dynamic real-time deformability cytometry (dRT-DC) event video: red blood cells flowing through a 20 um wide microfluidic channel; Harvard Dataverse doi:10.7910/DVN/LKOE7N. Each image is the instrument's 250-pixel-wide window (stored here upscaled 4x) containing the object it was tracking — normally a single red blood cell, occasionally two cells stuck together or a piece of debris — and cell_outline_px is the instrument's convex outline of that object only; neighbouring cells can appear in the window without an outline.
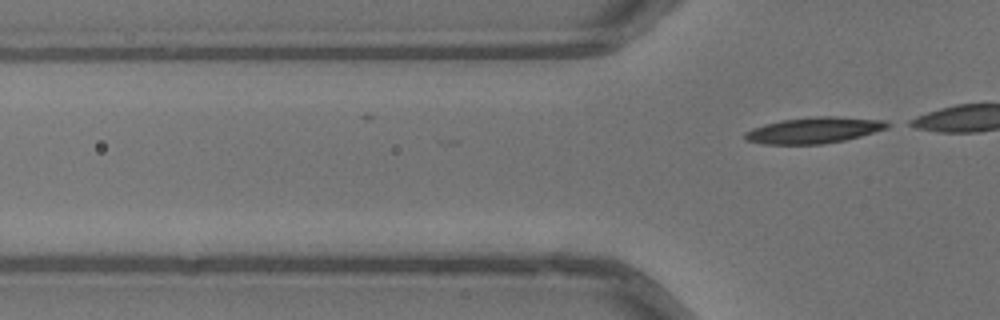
{"species": "common noctule bat (a hibernating species)", "species_latin": "Nyctalus noctula", "temperature_condition": "warm", "stored_images_in_passage": 3, "camera_frame_rate_fps": 3000, "um_per_image_px": 0.085, "animal": {"sex": "male", "body_mass_g": 13.3}, "frame": {"image": 1, "passage_image": 3, "time_ms": 0.667, "image_size_px": [1000, 320], "cell_outline_px": [[896, 124], [888, 128], [860, 136], [844, 140], [824, 144], [760, 144], [744, 140], [744, 132], [752, 128], [764, 124], [780, 120], [812, 116], [836, 116], [888, 120]], "centroid_in_image_um": [69.22, 11.06], "position_along_channel_um": 56.6, "area_um2": 22.14}}